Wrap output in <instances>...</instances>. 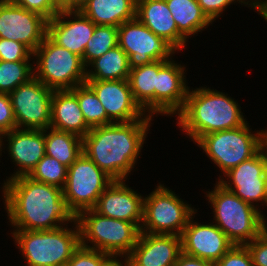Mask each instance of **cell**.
<instances>
[{
    "label": "cell",
    "mask_w": 267,
    "mask_h": 266,
    "mask_svg": "<svg viewBox=\"0 0 267 266\" xmlns=\"http://www.w3.org/2000/svg\"><path fill=\"white\" fill-rule=\"evenodd\" d=\"M2 185L8 222L15 230H53L73 222L63 189L27 175L4 181Z\"/></svg>",
    "instance_id": "cell-1"
},
{
    "label": "cell",
    "mask_w": 267,
    "mask_h": 266,
    "mask_svg": "<svg viewBox=\"0 0 267 266\" xmlns=\"http://www.w3.org/2000/svg\"><path fill=\"white\" fill-rule=\"evenodd\" d=\"M153 120L93 127L82 138V152L114 181L127 180L141 156Z\"/></svg>",
    "instance_id": "cell-2"
},
{
    "label": "cell",
    "mask_w": 267,
    "mask_h": 266,
    "mask_svg": "<svg viewBox=\"0 0 267 266\" xmlns=\"http://www.w3.org/2000/svg\"><path fill=\"white\" fill-rule=\"evenodd\" d=\"M176 116L177 126L194 142L209 133L235 129L248 122L237 100L207 86L192 91L189 88L184 108Z\"/></svg>",
    "instance_id": "cell-3"
},
{
    "label": "cell",
    "mask_w": 267,
    "mask_h": 266,
    "mask_svg": "<svg viewBox=\"0 0 267 266\" xmlns=\"http://www.w3.org/2000/svg\"><path fill=\"white\" fill-rule=\"evenodd\" d=\"M214 190L206 191L212 209L213 223L234 245H245L266 228V215L260 209L240 199L218 181Z\"/></svg>",
    "instance_id": "cell-4"
},
{
    "label": "cell",
    "mask_w": 267,
    "mask_h": 266,
    "mask_svg": "<svg viewBox=\"0 0 267 266\" xmlns=\"http://www.w3.org/2000/svg\"><path fill=\"white\" fill-rule=\"evenodd\" d=\"M53 230H14L13 241L27 266H66L80 246V232L76 220ZM74 227V228H73Z\"/></svg>",
    "instance_id": "cell-5"
},
{
    "label": "cell",
    "mask_w": 267,
    "mask_h": 266,
    "mask_svg": "<svg viewBox=\"0 0 267 266\" xmlns=\"http://www.w3.org/2000/svg\"><path fill=\"white\" fill-rule=\"evenodd\" d=\"M74 219L79 227L80 245L107 254L129 255L140 234L133 223L102 216L93 209L80 212Z\"/></svg>",
    "instance_id": "cell-6"
},
{
    "label": "cell",
    "mask_w": 267,
    "mask_h": 266,
    "mask_svg": "<svg viewBox=\"0 0 267 266\" xmlns=\"http://www.w3.org/2000/svg\"><path fill=\"white\" fill-rule=\"evenodd\" d=\"M33 58L34 76L53 90H71L86 83L82 58L56 44L48 35L33 52Z\"/></svg>",
    "instance_id": "cell-7"
},
{
    "label": "cell",
    "mask_w": 267,
    "mask_h": 266,
    "mask_svg": "<svg viewBox=\"0 0 267 266\" xmlns=\"http://www.w3.org/2000/svg\"><path fill=\"white\" fill-rule=\"evenodd\" d=\"M250 127L246 122L235 129L212 132L201 136L195 144L197 143L224 175L261 149V139L265 129L255 132Z\"/></svg>",
    "instance_id": "cell-8"
},
{
    "label": "cell",
    "mask_w": 267,
    "mask_h": 266,
    "mask_svg": "<svg viewBox=\"0 0 267 266\" xmlns=\"http://www.w3.org/2000/svg\"><path fill=\"white\" fill-rule=\"evenodd\" d=\"M197 213L183 199L162 183L144 197L140 232L181 236L190 218Z\"/></svg>",
    "instance_id": "cell-9"
},
{
    "label": "cell",
    "mask_w": 267,
    "mask_h": 266,
    "mask_svg": "<svg viewBox=\"0 0 267 266\" xmlns=\"http://www.w3.org/2000/svg\"><path fill=\"white\" fill-rule=\"evenodd\" d=\"M113 181L82 152L67 171L63 196L68 211L75 218L80 212L93 209Z\"/></svg>",
    "instance_id": "cell-10"
},
{
    "label": "cell",
    "mask_w": 267,
    "mask_h": 266,
    "mask_svg": "<svg viewBox=\"0 0 267 266\" xmlns=\"http://www.w3.org/2000/svg\"><path fill=\"white\" fill-rule=\"evenodd\" d=\"M118 46L128 55L130 69L153 61H170L177 53L170 43L155 35L137 18L118 27Z\"/></svg>",
    "instance_id": "cell-11"
},
{
    "label": "cell",
    "mask_w": 267,
    "mask_h": 266,
    "mask_svg": "<svg viewBox=\"0 0 267 266\" xmlns=\"http://www.w3.org/2000/svg\"><path fill=\"white\" fill-rule=\"evenodd\" d=\"M53 91L33 76L9 94L17 128L45 130L50 127Z\"/></svg>",
    "instance_id": "cell-12"
},
{
    "label": "cell",
    "mask_w": 267,
    "mask_h": 266,
    "mask_svg": "<svg viewBox=\"0 0 267 266\" xmlns=\"http://www.w3.org/2000/svg\"><path fill=\"white\" fill-rule=\"evenodd\" d=\"M217 181L257 209L261 205L267 207V162L261 149L224 175H219Z\"/></svg>",
    "instance_id": "cell-13"
},
{
    "label": "cell",
    "mask_w": 267,
    "mask_h": 266,
    "mask_svg": "<svg viewBox=\"0 0 267 266\" xmlns=\"http://www.w3.org/2000/svg\"><path fill=\"white\" fill-rule=\"evenodd\" d=\"M47 22L38 13L0 1V38L23 43L34 52L47 35Z\"/></svg>",
    "instance_id": "cell-14"
},
{
    "label": "cell",
    "mask_w": 267,
    "mask_h": 266,
    "mask_svg": "<svg viewBox=\"0 0 267 266\" xmlns=\"http://www.w3.org/2000/svg\"><path fill=\"white\" fill-rule=\"evenodd\" d=\"M113 122L152 119L135 101L128 80H86Z\"/></svg>",
    "instance_id": "cell-15"
},
{
    "label": "cell",
    "mask_w": 267,
    "mask_h": 266,
    "mask_svg": "<svg viewBox=\"0 0 267 266\" xmlns=\"http://www.w3.org/2000/svg\"><path fill=\"white\" fill-rule=\"evenodd\" d=\"M194 218L195 214L190 218L181 234L182 252L216 263L234 244L213 222L208 224L202 222L201 224L195 222Z\"/></svg>",
    "instance_id": "cell-16"
},
{
    "label": "cell",
    "mask_w": 267,
    "mask_h": 266,
    "mask_svg": "<svg viewBox=\"0 0 267 266\" xmlns=\"http://www.w3.org/2000/svg\"><path fill=\"white\" fill-rule=\"evenodd\" d=\"M1 148H3L1 150L7 148L8 157L11 158L12 163L14 162L15 167H18L12 175L6 177L8 179L3 181L28 175L46 155L45 130L15 128L1 136Z\"/></svg>",
    "instance_id": "cell-17"
},
{
    "label": "cell",
    "mask_w": 267,
    "mask_h": 266,
    "mask_svg": "<svg viewBox=\"0 0 267 266\" xmlns=\"http://www.w3.org/2000/svg\"><path fill=\"white\" fill-rule=\"evenodd\" d=\"M175 60L168 61L157 73L154 87V114L174 116L183 108L189 90L187 69ZM185 71V72H184ZM187 83V84H186Z\"/></svg>",
    "instance_id": "cell-18"
},
{
    "label": "cell",
    "mask_w": 267,
    "mask_h": 266,
    "mask_svg": "<svg viewBox=\"0 0 267 266\" xmlns=\"http://www.w3.org/2000/svg\"><path fill=\"white\" fill-rule=\"evenodd\" d=\"M131 189L126 180L113 181L93 208L102 216L133 223L139 230L143 221L144 196Z\"/></svg>",
    "instance_id": "cell-19"
},
{
    "label": "cell",
    "mask_w": 267,
    "mask_h": 266,
    "mask_svg": "<svg viewBox=\"0 0 267 266\" xmlns=\"http://www.w3.org/2000/svg\"><path fill=\"white\" fill-rule=\"evenodd\" d=\"M96 24L79 10H62L47 22V35L58 45L80 56Z\"/></svg>",
    "instance_id": "cell-20"
},
{
    "label": "cell",
    "mask_w": 267,
    "mask_h": 266,
    "mask_svg": "<svg viewBox=\"0 0 267 266\" xmlns=\"http://www.w3.org/2000/svg\"><path fill=\"white\" fill-rule=\"evenodd\" d=\"M181 252V236L140 232L128 256L132 266H175Z\"/></svg>",
    "instance_id": "cell-21"
},
{
    "label": "cell",
    "mask_w": 267,
    "mask_h": 266,
    "mask_svg": "<svg viewBox=\"0 0 267 266\" xmlns=\"http://www.w3.org/2000/svg\"><path fill=\"white\" fill-rule=\"evenodd\" d=\"M136 18L177 51L185 49L188 40L178 31L166 0H136Z\"/></svg>",
    "instance_id": "cell-22"
},
{
    "label": "cell",
    "mask_w": 267,
    "mask_h": 266,
    "mask_svg": "<svg viewBox=\"0 0 267 266\" xmlns=\"http://www.w3.org/2000/svg\"><path fill=\"white\" fill-rule=\"evenodd\" d=\"M50 127L74 133L81 138L91 130L85 121L77 97L70 90L53 91Z\"/></svg>",
    "instance_id": "cell-23"
},
{
    "label": "cell",
    "mask_w": 267,
    "mask_h": 266,
    "mask_svg": "<svg viewBox=\"0 0 267 266\" xmlns=\"http://www.w3.org/2000/svg\"><path fill=\"white\" fill-rule=\"evenodd\" d=\"M79 11L96 25L119 27L136 18V0H87Z\"/></svg>",
    "instance_id": "cell-24"
},
{
    "label": "cell",
    "mask_w": 267,
    "mask_h": 266,
    "mask_svg": "<svg viewBox=\"0 0 267 266\" xmlns=\"http://www.w3.org/2000/svg\"><path fill=\"white\" fill-rule=\"evenodd\" d=\"M168 61L160 60L130 69L128 82L135 101L154 117V87L157 73Z\"/></svg>",
    "instance_id": "cell-25"
},
{
    "label": "cell",
    "mask_w": 267,
    "mask_h": 266,
    "mask_svg": "<svg viewBox=\"0 0 267 266\" xmlns=\"http://www.w3.org/2000/svg\"><path fill=\"white\" fill-rule=\"evenodd\" d=\"M178 31L189 37L208 28L213 22L202 11L197 0H166Z\"/></svg>",
    "instance_id": "cell-26"
},
{
    "label": "cell",
    "mask_w": 267,
    "mask_h": 266,
    "mask_svg": "<svg viewBox=\"0 0 267 266\" xmlns=\"http://www.w3.org/2000/svg\"><path fill=\"white\" fill-rule=\"evenodd\" d=\"M129 73L128 55L117 45L87 66L86 80H128Z\"/></svg>",
    "instance_id": "cell-27"
},
{
    "label": "cell",
    "mask_w": 267,
    "mask_h": 266,
    "mask_svg": "<svg viewBox=\"0 0 267 266\" xmlns=\"http://www.w3.org/2000/svg\"><path fill=\"white\" fill-rule=\"evenodd\" d=\"M46 155L69 167L82 153V138L74 133L45 129Z\"/></svg>",
    "instance_id": "cell-28"
},
{
    "label": "cell",
    "mask_w": 267,
    "mask_h": 266,
    "mask_svg": "<svg viewBox=\"0 0 267 266\" xmlns=\"http://www.w3.org/2000/svg\"><path fill=\"white\" fill-rule=\"evenodd\" d=\"M76 97L90 128L114 123L98 100L94 91L85 83L70 90Z\"/></svg>",
    "instance_id": "cell-29"
},
{
    "label": "cell",
    "mask_w": 267,
    "mask_h": 266,
    "mask_svg": "<svg viewBox=\"0 0 267 266\" xmlns=\"http://www.w3.org/2000/svg\"><path fill=\"white\" fill-rule=\"evenodd\" d=\"M118 45V27L96 25L92 37L86 44L83 64L87 66L95 59L104 55Z\"/></svg>",
    "instance_id": "cell-30"
},
{
    "label": "cell",
    "mask_w": 267,
    "mask_h": 266,
    "mask_svg": "<svg viewBox=\"0 0 267 266\" xmlns=\"http://www.w3.org/2000/svg\"><path fill=\"white\" fill-rule=\"evenodd\" d=\"M30 62L0 60V93L10 94L34 76V66Z\"/></svg>",
    "instance_id": "cell-31"
},
{
    "label": "cell",
    "mask_w": 267,
    "mask_h": 266,
    "mask_svg": "<svg viewBox=\"0 0 267 266\" xmlns=\"http://www.w3.org/2000/svg\"><path fill=\"white\" fill-rule=\"evenodd\" d=\"M67 171L68 167L57 159L45 155L27 176L35 181L63 189L67 179Z\"/></svg>",
    "instance_id": "cell-32"
},
{
    "label": "cell",
    "mask_w": 267,
    "mask_h": 266,
    "mask_svg": "<svg viewBox=\"0 0 267 266\" xmlns=\"http://www.w3.org/2000/svg\"><path fill=\"white\" fill-rule=\"evenodd\" d=\"M33 52L23 43L0 38V60L2 61H32Z\"/></svg>",
    "instance_id": "cell-33"
},
{
    "label": "cell",
    "mask_w": 267,
    "mask_h": 266,
    "mask_svg": "<svg viewBox=\"0 0 267 266\" xmlns=\"http://www.w3.org/2000/svg\"><path fill=\"white\" fill-rule=\"evenodd\" d=\"M14 5L38 13L48 21L52 19L60 10L59 4L55 0H6Z\"/></svg>",
    "instance_id": "cell-34"
},
{
    "label": "cell",
    "mask_w": 267,
    "mask_h": 266,
    "mask_svg": "<svg viewBox=\"0 0 267 266\" xmlns=\"http://www.w3.org/2000/svg\"><path fill=\"white\" fill-rule=\"evenodd\" d=\"M109 254L80 245L66 266H100Z\"/></svg>",
    "instance_id": "cell-35"
},
{
    "label": "cell",
    "mask_w": 267,
    "mask_h": 266,
    "mask_svg": "<svg viewBox=\"0 0 267 266\" xmlns=\"http://www.w3.org/2000/svg\"><path fill=\"white\" fill-rule=\"evenodd\" d=\"M215 264L216 266H254L251 255L245 245H234Z\"/></svg>",
    "instance_id": "cell-36"
},
{
    "label": "cell",
    "mask_w": 267,
    "mask_h": 266,
    "mask_svg": "<svg viewBox=\"0 0 267 266\" xmlns=\"http://www.w3.org/2000/svg\"><path fill=\"white\" fill-rule=\"evenodd\" d=\"M245 246L251 255L254 266H267V228Z\"/></svg>",
    "instance_id": "cell-37"
},
{
    "label": "cell",
    "mask_w": 267,
    "mask_h": 266,
    "mask_svg": "<svg viewBox=\"0 0 267 266\" xmlns=\"http://www.w3.org/2000/svg\"><path fill=\"white\" fill-rule=\"evenodd\" d=\"M17 128L9 94L0 93V136Z\"/></svg>",
    "instance_id": "cell-38"
},
{
    "label": "cell",
    "mask_w": 267,
    "mask_h": 266,
    "mask_svg": "<svg viewBox=\"0 0 267 266\" xmlns=\"http://www.w3.org/2000/svg\"><path fill=\"white\" fill-rule=\"evenodd\" d=\"M202 11L214 22L225 9L231 4L238 3V0H197Z\"/></svg>",
    "instance_id": "cell-39"
},
{
    "label": "cell",
    "mask_w": 267,
    "mask_h": 266,
    "mask_svg": "<svg viewBox=\"0 0 267 266\" xmlns=\"http://www.w3.org/2000/svg\"><path fill=\"white\" fill-rule=\"evenodd\" d=\"M175 266H216V264L181 252Z\"/></svg>",
    "instance_id": "cell-40"
},
{
    "label": "cell",
    "mask_w": 267,
    "mask_h": 266,
    "mask_svg": "<svg viewBox=\"0 0 267 266\" xmlns=\"http://www.w3.org/2000/svg\"><path fill=\"white\" fill-rule=\"evenodd\" d=\"M122 258H124V259H122ZM100 266H132V265H131V261H130V258H129L128 255H112V254H109L101 262Z\"/></svg>",
    "instance_id": "cell-41"
},
{
    "label": "cell",
    "mask_w": 267,
    "mask_h": 266,
    "mask_svg": "<svg viewBox=\"0 0 267 266\" xmlns=\"http://www.w3.org/2000/svg\"><path fill=\"white\" fill-rule=\"evenodd\" d=\"M238 4L256 10L258 15H262L267 10V0H238Z\"/></svg>",
    "instance_id": "cell-42"
},
{
    "label": "cell",
    "mask_w": 267,
    "mask_h": 266,
    "mask_svg": "<svg viewBox=\"0 0 267 266\" xmlns=\"http://www.w3.org/2000/svg\"><path fill=\"white\" fill-rule=\"evenodd\" d=\"M87 0H68V10H80Z\"/></svg>",
    "instance_id": "cell-43"
},
{
    "label": "cell",
    "mask_w": 267,
    "mask_h": 266,
    "mask_svg": "<svg viewBox=\"0 0 267 266\" xmlns=\"http://www.w3.org/2000/svg\"><path fill=\"white\" fill-rule=\"evenodd\" d=\"M261 150L263 154L265 155L266 162H267V130L265 129V132L262 135L261 139Z\"/></svg>",
    "instance_id": "cell-44"
},
{
    "label": "cell",
    "mask_w": 267,
    "mask_h": 266,
    "mask_svg": "<svg viewBox=\"0 0 267 266\" xmlns=\"http://www.w3.org/2000/svg\"><path fill=\"white\" fill-rule=\"evenodd\" d=\"M59 6L60 10H68V0H55Z\"/></svg>",
    "instance_id": "cell-45"
},
{
    "label": "cell",
    "mask_w": 267,
    "mask_h": 266,
    "mask_svg": "<svg viewBox=\"0 0 267 266\" xmlns=\"http://www.w3.org/2000/svg\"><path fill=\"white\" fill-rule=\"evenodd\" d=\"M261 17L267 22V10L261 15Z\"/></svg>",
    "instance_id": "cell-46"
},
{
    "label": "cell",
    "mask_w": 267,
    "mask_h": 266,
    "mask_svg": "<svg viewBox=\"0 0 267 266\" xmlns=\"http://www.w3.org/2000/svg\"><path fill=\"white\" fill-rule=\"evenodd\" d=\"M2 148H1V136H0V156L2 155V150H1Z\"/></svg>",
    "instance_id": "cell-47"
}]
</instances>
